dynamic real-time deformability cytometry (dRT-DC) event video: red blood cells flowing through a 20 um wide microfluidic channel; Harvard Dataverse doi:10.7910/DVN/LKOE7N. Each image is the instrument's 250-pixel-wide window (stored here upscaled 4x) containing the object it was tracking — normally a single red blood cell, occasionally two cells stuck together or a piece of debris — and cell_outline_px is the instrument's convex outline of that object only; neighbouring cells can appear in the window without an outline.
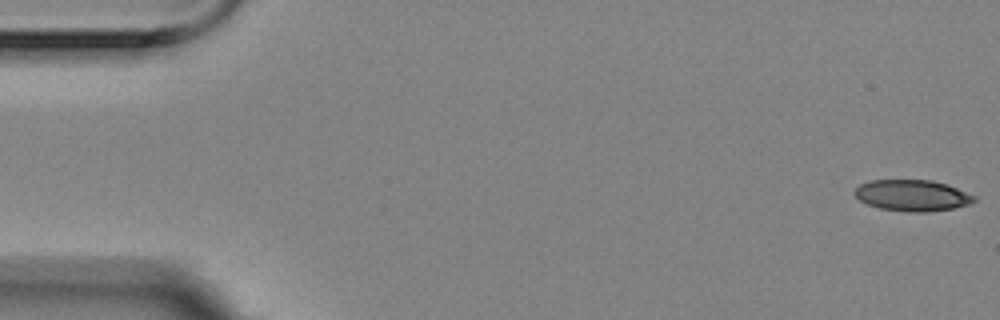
{"species": "Egyptian fruit bat (a non-hibernating species)", "species_latin": "Rousettus aegyptiacus", "temperature_condition": "room temperature", "stored_images_in_passage": 56, "camera_frame_rate_fps": 3000, "um_per_image_px": 0.085, "animal": {"sex": "female"}, "frame": {"image": 1, "passage_image": 1, "time_ms": 0.0, "image_size_px": [1000, 320], "cell_outline_px": [[976, 200], [968, 204], [952, 208], [924, 212], [908, 212], [880, 208], [868, 204], [860, 200], [852, 192], [860, 184], [868, 180], [932, 180], [948, 184], [976, 196]], "centroid_in_image_um": [77.53, 16.6], "position_along_channel_um": 7.5, "area_um2": 21.73}}
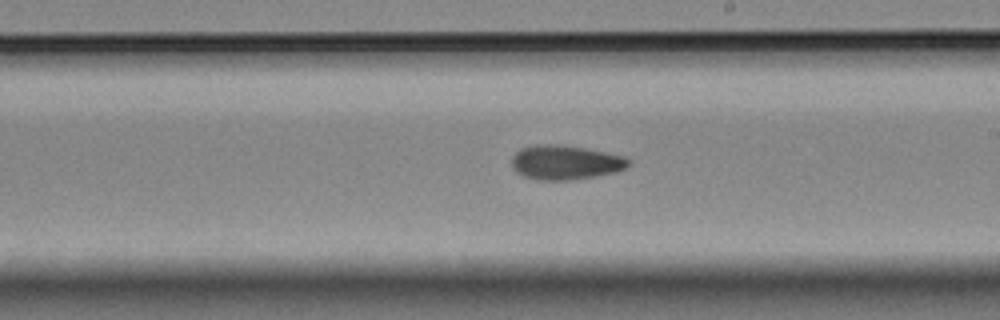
{"frame": {"image": 2, "passage_image": 32, "time_ms": 10.333, "image_size_px": [1000, 320], "cell_outline_px": [[632, 164], [628, 168], [616, 172], [596, 176], [572, 180], [536, 180], [524, 176], [516, 172], [512, 168], [512, 156], [520, 148], [532, 144], [564, 144], [624, 156], [632, 160]], "centroid_in_image_um": [48.07, 13.8], "position_along_channel_um": 240.9, "area_um2": 23.87}}
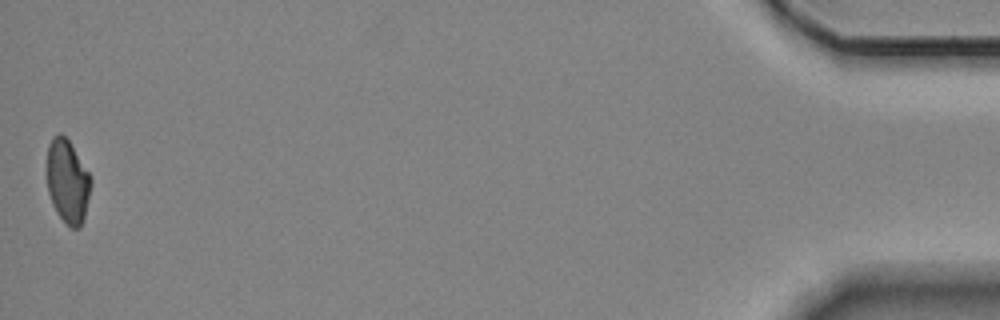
{"frame": {"image": 3, "passage_image": 56, "time_ms": 18.333, "image_size_px": [1000, 320], "cell_outline_px": [[92, 184], [84, 220], [80, 228], [72, 228], [56, 212], [52, 204], [48, 192], [48, 144], [52, 136], [60, 132], [68, 140], [92, 176]], "centroid_in_image_um": [5.77, 15.42], "position_along_channel_um": 429.4, "area_um2": 21.44}, "authors_computed_cell_mechanics": {"area_um2": 22.7443, "velocity_mm_per_s": 3.5299, "shape_relaxation_time_tau1_ms": null, "shape_relaxation_time_tau2_ms": 4.5117, "deformation_change_tau1": null, "deformation_change_tau2": 0.1068}}